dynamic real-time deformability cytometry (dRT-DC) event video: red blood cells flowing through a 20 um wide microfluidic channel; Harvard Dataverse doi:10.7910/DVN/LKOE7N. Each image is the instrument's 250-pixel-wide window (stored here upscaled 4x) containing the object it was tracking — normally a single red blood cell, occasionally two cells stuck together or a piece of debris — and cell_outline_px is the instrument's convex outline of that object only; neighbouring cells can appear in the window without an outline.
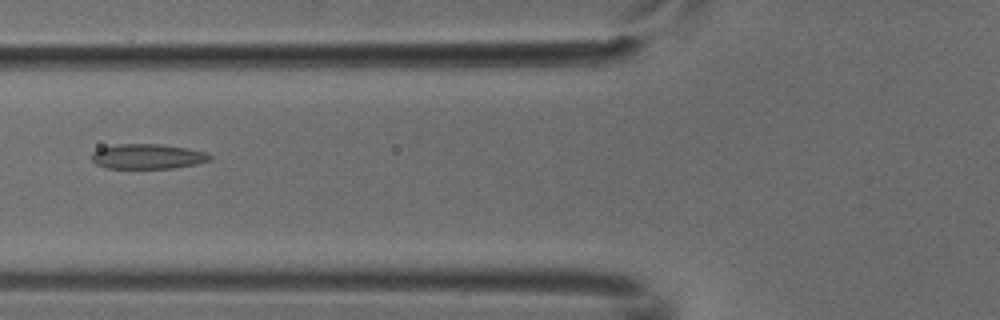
{"species": "common noctule bat (a hibernating species)", "species_latin": "Nyctalus noctula", "temperature_condition": "cold", "stored_images_in_passage": 6, "camera_frame_rate_fps": 3000, "um_per_image_px": 0.085, "animal": {"sex": "male", "body_mass_g": 18.8}, "frame": {"image": 1, "passage_image": 5, "time_ms": 1.333, "image_size_px": [1000, 320], "cell_outline_px": [[212, 160], [196, 164], [172, 168], [104, 168], [96, 164], [92, 160], [92, 152], [100, 148], [116, 144], [160, 144], [208, 152], [212, 156]], "centroid_in_image_um": [12.55, 13.3], "position_along_channel_um": 113.2, "area_um2": 17.22}}
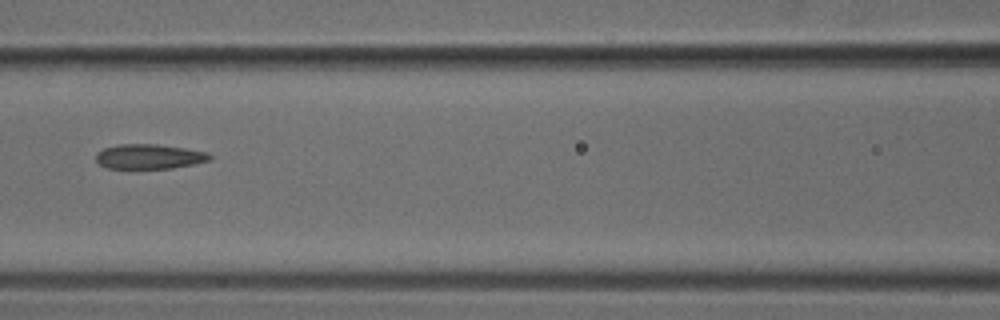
{"frame": {"image": 2, "passage_image": 6, "time_ms": 1.667, "image_size_px": [1000, 320], "cell_outline_px": [[212, 160], [172, 168], [108, 168], [100, 164], [96, 160], [96, 152], [104, 148], [120, 144], [156, 144], [184, 148], [208, 152], [212, 156]], "centroid_in_image_um": [12.69, 13.3], "position_along_channel_um": 153.9, "area_um2": 16.36}}